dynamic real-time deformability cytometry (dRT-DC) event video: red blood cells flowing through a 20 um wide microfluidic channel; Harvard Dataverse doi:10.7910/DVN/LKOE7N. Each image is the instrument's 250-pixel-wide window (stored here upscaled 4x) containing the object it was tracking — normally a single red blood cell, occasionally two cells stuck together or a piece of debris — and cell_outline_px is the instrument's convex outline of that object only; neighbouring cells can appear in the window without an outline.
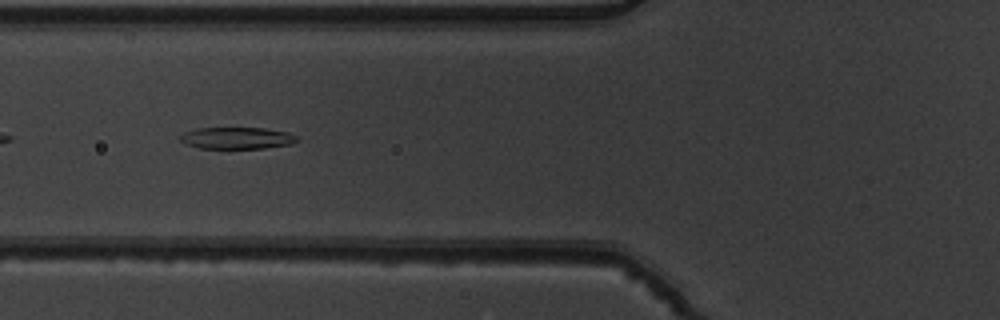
{"species": "common noctule bat (a hibernating species)", "species_latin": "Nyctalus noctula", "temperature_condition": "warm", "stored_images_in_passage": 7, "camera_frame_rate_fps": 3000, "um_per_image_px": 0.085, "animal": {"sex": "male", "body_mass_g": 19.5, "forearm_length_mm": 54.6}, "frame": {"image": 1, "passage_image": 5, "time_ms": 1.333, "image_size_px": [1000, 320], "cell_outline_px": [[300, 140], [292, 144], [264, 148], [200, 148], [184, 144], [180, 140], [180, 136], [184, 132], [196, 128], [264, 128], [288, 132], [296, 136]], "centroid_in_image_um": [20.14, 11.73], "position_along_channel_um": 105.7, "area_um2": 14.85}}
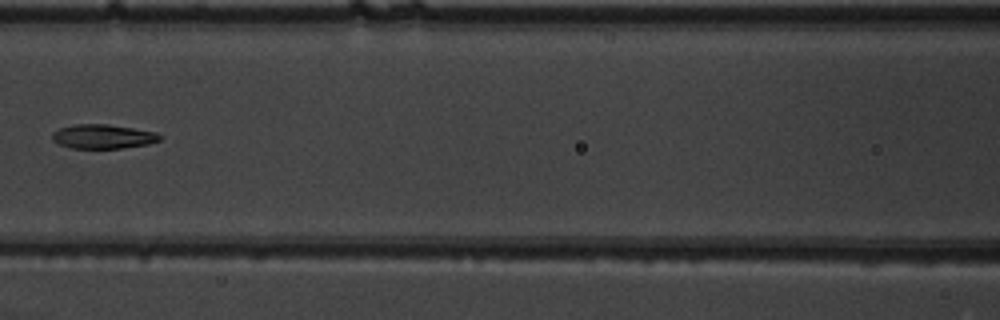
{"frame": {"image": 2, "passage_image": 6, "time_ms": 1.667, "image_size_px": [1000, 320], "cell_outline_px": [[160, 140], [148, 144], [120, 148], [72, 148], [60, 144], [52, 140], [52, 132], [60, 128], [72, 124], [108, 124], [156, 132], [160, 136]], "centroid_in_image_um": [8.72, 11.59], "position_along_channel_um": 157.9, "area_um2": 15.09}}
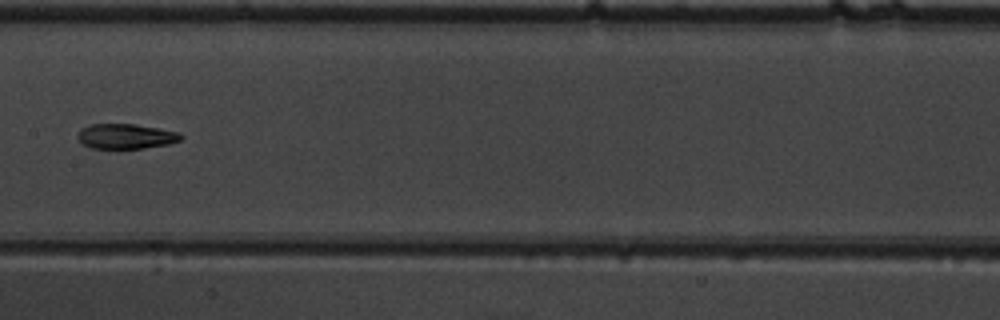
{"frame": {"image": 3, "passage_image": 7, "time_ms": 2.0, "image_size_px": [1000, 320], "cell_outline_px": [[184, 136], [180, 140], [168, 144], [144, 148], [92, 148], [84, 144], [76, 136], [80, 128], [88, 124], [136, 124], [180, 132]], "centroid_in_image_um": [10.7, 11.57], "position_along_channel_um": 196.7, "area_um2": 15.09}}